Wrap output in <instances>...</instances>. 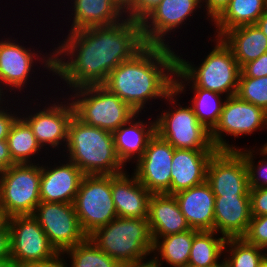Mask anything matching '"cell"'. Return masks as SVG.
Here are the masks:
<instances>
[{"label":"cell","mask_w":267,"mask_h":267,"mask_svg":"<svg viewBox=\"0 0 267 267\" xmlns=\"http://www.w3.org/2000/svg\"><path fill=\"white\" fill-rule=\"evenodd\" d=\"M125 267H164L156 263L151 257L149 260L140 262V263H135L131 265H127Z\"/></svg>","instance_id":"47"},{"label":"cell","mask_w":267,"mask_h":267,"mask_svg":"<svg viewBox=\"0 0 267 267\" xmlns=\"http://www.w3.org/2000/svg\"><path fill=\"white\" fill-rule=\"evenodd\" d=\"M242 238L247 243L267 251V215L252 216L247 232Z\"/></svg>","instance_id":"36"},{"label":"cell","mask_w":267,"mask_h":267,"mask_svg":"<svg viewBox=\"0 0 267 267\" xmlns=\"http://www.w3.org/2000/svg\"><path fill=\"white\" fill-rule=\"evenodd\" d=\"M133 0H117V2L125 9Z\"/></svg>","instance_id":"49"},{"label":"cell","mask_w":267,"mask_h":267,"mask_svg":"<svg viewBox=\"0 0 267 267\" xmlns=\"http://www.w3.org/2000/svg\"><path fill=\"white\" fill-rule=\"evenodd\" d=\"M124 171L111 175V190L118 217L147 218L151 193L136 176ZM131 176V177H130Z\"/></svg>","instance_id":"20"},{"label":"cell","mask_w":267,"mask_h":267,"mask_svg":"<svg viewBox=\"0 0 267 267\" xmlns=\"http://www.w3.org/2000/svg\"><path fill=\"white\" fill-rule=\"evenodd\" d=\"M251 216L267 215V188H250Z\"/></svg>","instance_id":"40"},{"label":"cell","mask_w":267,"mask_h":267,"mask_svg":"<svg viewBox=\"0 0 267 267\" xmlns=\"http://www.w3.org/2000/svg\"><path fill=\"white\" fill-rule=\"evenodd\" d=\"M11 38L12 36L10 38L4 36L0 40V93L4 97L6 94V97L10 98L9 96L12 95L13 91V94H15L13 98H15L16 91L25 93L23 89H26L27 84H30L29 79H32L31 75L33 72L35 73L33 68L38 61L39 63L42 62L40 64H42V67L44 65L43 69H47L46 72L54 73V52L51 53L50 51V54L46 52L42 54L38 50L36 52L34 47L33 50L30 47L26 48L16 38L14 40Z\"/></svg>","instance_id":"8"},{"label":"cell","mask_w":267,"mask_h":267,"mask_svg":"<svg viewBox=\"0 0 267 267\" xmlns=\"http://www.w3.org/2000/svg\"><path fill=\"white\" fill-rule=\"evenodd\" d=\"M230 3V0H201L202 10L205 8L206 20L212 22ZM205 5V6H204Z\"/></svg>","instance_id":"41"},{"label":"cell","mask_w":267,"mask_h":267,"mask_svg":"<svg viewBox=\"0 0 267 267\" xmlns=\"http://www.w3.org/2000/svg\"><path fill=\"white\" fill-rule=\"evenodd\" d=\"M9 218L6 210L0 205V230H9Z\"/></svg>","instance_id":"45"},{"label":"cell","mask_w":267,"mask_h":267,"mask_svg":"<svg viewBox=\"0 0 267 267\" xmlns=\"http://www.w3.org/2000/svg\"><path fill=\"white\" fill-rule=\"evenodd\" d=\"M239 77L260 78L267 76V52L256 60L244 64L241 68Z\"/></svg>","instance_id":"39"},{"label":"cell","mask_w":267,"mask_h":267,"mask_svg":"<svg viewBox=\"0 0 267 267\" xmlns=\"http://www.w3.org/2000/svg\"><path fill=\"white\" fill-rule=\"evenodd\" d=\"M3 97V98H2ZM6 99V97H4L1 93H0V104H2V102Z\"/></svg>","instance_id":"52"},{"label":"cell","mask_w":267,"mask_h":267,"mask_svg":"<svg viewBox=\"0 0 267 267\" xmlns=\"http://www.w3.org/2000/svg\"><path fill=\"white\" fill-rule=\"evenodd\" d=\"M217 235L214 230H200L194 234L187 266L209 267L221 261L226 238Z\"/></svg>","instance_id":"30"},{"label":"cell","mask_w":267,"mask_h":267,"mask_svg":"<svg viewBox=\"0 0 267 267\" xmlns=\"http://www.w3.org/2000/svg\"><path fill=\"white\" fill-rule=\"evenodd\" d=\"M41 163L14 164L0 174V205L9 217L32 215L40 200Z\"/></svg>","instance_id":"9"},{"label":"cell","mask_w":267,"mask_h":267,"mask_svg":"<svg viewBox=\"0 0 267 267\" xmlns=\"http://www.w3.org/2000/svg\"><path fill=\"white\" fill-rule=\"evenodd\" d=\"M10 258L16 267L47 262L59 255L33 215L9 218Z\"/></svg>","instance_id":"12"},{"label":"cell","mask_w":267,"mask_h":267,"mask_svg":"<svg viewBox=\"0 0 267 267\" xmlns=\"http://www.w3.org/2000/svg\"><path fill=\"white\" fill-rule=\"evenodd\" d=\"M197 231L191 228L181 233L152 237L153 256L151 258L161 266L165 261L170 267H186L190 257L193 237Z\"/></svg>","instance_id":"27"},{"label":"cell","mask_w":267,"mask_h":267,"mask_svg":"<svg viewBox=\"0 0 267 267\" xmlns=\"http://www.w3.org/2000/svg\"><path fill=\"white\" fill-rule=\"evenodd\" d=\"M24 267H68L66 265V260L62 256V254H59L54 259L47 261V262H41V263H33L26 265Z\"/></svg>","instance_id":"44"},{"label":"cell","mask_w":267,"mask_h":267,"mask_svg":"<svg viewBox=\"0 0 267 267\" xmlns=\"http://www.w3.org/2000/svg\"><path fill=\"white\" fill-rule=\"evenodd\" d=\"M262 147H264L267 150V142L263 144Z\"/></svg>","instance_id":"53"},{"label":"cell","mask_w":267,"mask_h":267,"mask_svg":"<svg viewBox=\"0 0 267 267\" xmlns=\"http://www.w3.org/2000/svg\"><path fill=\"white\" fill-rule=\"evenodd\" d=\"M236 95L267 112V76L239 77Z\"/></svg>","instance_id":"35"},{"label":"cell","mask_w":267,"mask_h":267,"mask_svg":"<svg viewBox=\"0 0 267 267\" xmlns=\"http://www.w3.org/2000/svg\"><path fill=\"white\" fill-rule=\"evenodd\" d=\"M266 8V0H230V3L212 21V26L215 24L214 28H216L214 38H220L232 28L255 24Z\"/></svg>","instance_id":"28"},{"label":"cell","mask_w":267,"mask_h":267,"mask_svg":"<svg viewBox=\"0 0 267 267\" xmlns=\"http://www.w3.org/2000/svg\"><path fill=\"white\" fill-rule=\"evenodd\" d=\"M259 29L263 32V34L267 37V8L265 12L259 17L257 22L255 23Z\"/></svg>","instance_id":"46"},{"label":"cell","mask_w":267,"mask_h":267,"mask_svg":"<svg viewBox=\"0 0 267 267\" xmlns=\"http://www.w3.org/2000/svg\"><path fill=\"white\" fill-rule=\"evenodd\" d=\"M145 45L141 22L128 17L113 25L69 32L51 50L54 52L53 75L67 84L69 91L103 85L112 70Z\"/></svg>","instance_id":"1"},{"label":"cell","mask_w":267,"mask_h":267,"mask_svg":"<svg viewBox=\"0 0 267 267\" xmlns=\"http://www.w3.org/2000/svg\"><path fill=\"white\" fill-rule=\"evenodd\" d=\"M186 267H189V266H186ZM209 267H227V264L225 262V260H221V262L219 261L217 264H214L212 266H209Z\"/></svg>","instance_id":"50"},{"label":"cell","mask_w":267,"mask_h":267,"mask_svg":"<svg viewBox=\"0 0 267 267\" xmlns=\"http://www.w3.org/2000/svg\"><path fill=\"white\" fill-rule=\"evenodd\" d=\"M136 113L125 124L113 132L114 145L118 158L126 167V163H136L144 154L149 140L156 133V122L141 120Z\"/></svg>","instance_id":"22"},{"label":"cell","mask_w":267,"mask_h":267,"mask_svg":"<svg viewBox=\"0 0 267 267\" xmlns=\"http://www.w3.org/2000/svg\"><path fill=\"white\" fill-rule=\"evenodd\" d=\"M16 164L10 155L7 140H0V174Z\"/></svg>","instance_id":"42"},{"label":"cell","mask_w":267,"mask_h":267,"mask_svg":"<svg viewBox=\"0 0 267 267\" xmlns=\"http://www.w3.org/2000/svg\"><path fill=\"white\" fill-rule=\"evenodd\" d=\"M73 7L68 11L71 27L68 32L78 30L113 25L126 17L125 10L117 0H70ZM72 18V19H71Z\"/></svg>","instance_id":"24"},{"label":"cell","mask_w":267,"mask_h":267,"mask_svg":"<svg viewBox=\"0 0 267 267\" xmlns=\"http://www.w3.org/2000/svg\"><path fill=\"white\" fill-rule=\"evenodd\" d=\"M73 204L87 236L118 217L112 198L111 175H84Z\"/></svg>","instance_id":"10"},{"label":"cell","mask_w":267,"mask_h":267,"mask_svg":"<svg viewBox=\"0 0 267 267\" xmlns=\"http://www.w3.org/2000/svg\"><path fill=\"white\" fill-rule=\"evenodd\" d=\"M190 228L214 230L215 195L207 182L174 194Z\"/></svg>","instance_id":"23"},{"label":"cell","mask_w":267,"mask_h":267,"mask_svg":"<svg viewBox=\"0 0 267 267\" xmlns=\"http://www.w3.org/2000/svg\"><path fill=\"white\" fill-rule=\"evenodd\" d=\"M224 252L227 267H258L267 255L265 249L249 244L243 238H227Z\"/></svg>","instance_id":"33"},{"label":"cell","mask_w":267,"mask_h":267,"mask_svg":"<svg viewBox=\"0 0 267 267\" xmlns=\"http://www.w3.org/2000/svg\"><path fill=\"white\" fill-rule=\"evenodd\" d=\"M264 128H267V112L233 95L226 98L220 119L210 132V138L217 150H238L240 147L228 144L226 136L237 138L251 135L257 130H265Z\"/></svg>","instance_id":"11"},{"label":"cell","mask_w":267,"mask_h":267,"mask_svg":"<svg viewBox=\"0 0 267 267\" xmlns=\"http://www.w3.org/2000/svg\"><path fill=\"white\" fill-rule=\"evenodd\" d=\"M60 154L85 175H117L126 171L117 156L113 133L87 125L75 115L69 122L67 143Z\"/></svg>","instance_id":"4"},{"label":"cell","mask_w":267,"mask_h":267,"mask_svg":"<svg viewBox=\"0 0 267 267\" xmlns=\"http://www.w3.org/2000/svg\"><path fill=\"white\" fill-rule=\"evenodd\" d=\"M217 150L174 149L170 195L206 182L207 167Z\"/></svg>","instance_id":"19"},{"label":"cell","mask_w":267,"mask_h":267,"mask_svg":"<svg viewBox=\"0 0 267 267\" xmlns=\"http://www.w3.org/2000/svg\"><path fill=\"white\" fill-rule=\"evenodd\" d=\"M220 38L231 49L240 68L267 52V37L256 24L232 28Z\"/></svg>","instance_id":"26"},{"label":"cell","mask_w":267,"mask_h":267,"mask_svg":"<svg viewBox=\"0 0 267 267\" xmlns=\"http://www.w3.org/2000/svg\"><path fill=\"white\" fill-rule=\"evenodd\" d=\"M258 267H267V255L263 258V260L259 263Z\"/></svg>","instance_id":"51"},{"label":"cell","mask_w":267,"mask_h":267,"mask_svg":"<svg viewBox=\"0 0 267 267\" xmlns=\"http://www.w3.org/2000/svg\"><path fill=\"white\" fill-rule=\"evenodd\" d=\"M179 95L174 88L165 97L166 105L173 106L169 105V109L165 108L160 115L157 114L156 133L173 148L217 150L211 142L210 131L198 121L192 106L189 104V106L182 107L180 102H177Z\"/></svg>","instance_id":"7"},{"label":"cell","mask_w":267,"mask_h":267,"mask_svg":"<svg viewBox=\"0 0 267 267\" xmlns=\"http://www.w3.org/2000/svg\"><path fill=\"white\" fill-rule=\"evenodd\" d=\"M62 97L60 100L63 101L59 102L58 98H54L58 102L56 101L55 103V100H53L51 102L54 103L45 104L46 106H43V109L31 108L30 111L28 106H24L27 107V113L26 111L20 112V114L22 113L20 116L31 127L37 142L43 149L46 148L45 151L48 150V152L49 147L60 151L61 148L64 149L67 143L68 126L74 115V108L70 99Z\"/></svg>","instance_id":"13"},{"label":"cell","mask_w":267,"mask_h":267,"mask_svg":"<svg viewBox=\"0 0 267 267\" xmlns=\"http://www.w3.org/2000/svg\"><path fill=\"white\" fill-rule=\"evenodd\" d=\"M201 6V0H162L141 21L145 44L172 47L169 45L172 43L168 40L171 36L168 35H171V32L174 34L179 27L183 28L187 20L193 18L199 9L201 10Z\"/></svg>","instance_id":"15"},{"label":"cell","mask_w":267,"mask_h":267,"mask_svg":"<svg viewBox=\"0 0 267 267\" xmlns=\"http://www.w3.org/2000/svg\"><path fill=\"white\" fill-rule=\"evenodd\" d=\"M11 102L9 99H5L2 102V105L0 104V140H6L7 136L10 132V129L15 122V120L20 116V109L16 111H12L9 106V103ZM4 104V105H3ZM7 104V106H6ZM18 113V114H17Z\"/></svg>","instance_id":"38"},{"label":"cell","mask_w":267,"mask_h":267,"mask_svg":"<svg viewBox=\"0 0 267 267\" xmlns=\"http://www.w3.org/2000/svg\"><path fill=\"white\" fill-rule=\"evenodd\" d=\"M189 90H192V94L195 93L191 98L192 101H190L194 114L198 121L211 132L220 119L226 100L225 96L203 88H189Z\"/></svg>","instance_id":"31"},{"label":"cell","mask_w":267,"mask_h":267,"mask_svg":"<svg viewBox=\"0 0 267 267\" xmlns=\"http://www.w3.org/2000/svg\"><path fill=\"white\" fill-rule=\"evenodd\" d=\"M6 140L11 158L16 164L35 163L36 155L38 160H42L39 159V153L45 149L37 142L31 127L21 116L13 123Z\"/></svg>","instance_id":"29"},{"label":"cell","mask_w":267,"mask_h":267,"mask_svg":"<svg viewBox=\"0 0 267 267\" xmlns=\"http://www.w3.org/2000/svg\"><path fill=\"white\" fill-rule=\"evenodd\" d=\"M87 237L123 267L152 256L153 239L147 218L116 217Z\"/></svg>","instance_id":"5"},{"label":"cell","mask_w":267,"mask_h":267,"mask_svg":"<svg viewBox=\"0 0 267 267\" xmlns=\"http://www.w3.org/2000/svg\"><path fill=\"white\" fill-rule=\"evenodd\" d=\"M66 254V255H65ZM69 258L70 267H123L112 257L99 249L88 237L81 243L62 253ZM68 266V267H69Z\"/></svg>","instance_id":"32"},{"label":"cell","mask_w":267,"mask_h":267,"mask_svg":"<svg viewBox=\"0 0 267 267\" xmlns=\"http://www.w3.org/2000/svg\"><path fill=\"white\" fill-rule=\"evenodd\" d=\"M212 41L216 45L198 66L176 53L174 88L180 95L187 91V86L210 90L225 98L236 95L241 72L238 62L221 38Z\"/></svg>","instance_id":"3"},{"label":"cell","mask_w":267,"mask_h":267,"mask_svg":"<svg viewBox=\"0 0 267 267\" xmlns=\"http://www.w3.org/2000/svg\"><path fill=\"white\" fill-rule=\"evenodd\" d=\"M175 71L176 52L173 48L146 44L131 59L112 70L103 86L135 113L142 114L146 105H152L149 102L158 98L163 101L174 89Z\"/></svg>","instance_id":"2"},{"label":"cell","mask_w":267,"mask_h":267,"mask_svg":"<svg viewBox=\"0 0 267 267\" xmlns=\"http://www.w3.org/2000/svg\"><path fill=\"white\" fill-rule=\"evenodd\" d=\"M174 149L155 133L149 140L143 156L136 162L132 173L151 194L170 195Z\"/></svg>","instance_id":"17"},{"label":"cell","mask_w":267,"mask_h":267,"mask_svg":"<svg viewBox=\"0 0 267 267\" xmlns=\"http://www.w3.org/2000/svg\"><path fill=\"white\" fill-rule=\"evenodd\" d=\"M244 149L240 148L237 151L243 156L247 166L249 188H267V150L262 146L258 148L259 150H250L247 147ZM254 153L257 155L260 153L259 155L263 157L256 162Z\"/></svg>","instance_id":"34"},{"label":"cell","mask_w":267,"mask_h":267,"mask_svg":"<svg viewBox=\"0 0 267 267\" xmlns=\"http://www.w3.org/2000/svg\"><path fill=\"white\" fill-rule=\"evenodd\" d=\"M162 0H133L124 10L126 17L141 22Z\"/></svg>","instance_id":"37"},{"label":"cell","mask_w":267,"mask_h":267,"mask_svg":"<svg viewBox=\"0 0 267 267\" xmlns=\"http://www.w3.org/2000/svg\"><path fill=\"white\" fill-rule=\"evenodd\" d=\"M71 94L67 96L78 119L112 133L136 114L103 85L79 87L71 90Z\"/></svg>","instance_id":"6"},{"label":"cell","mask_w":267,"mask_h":267,"mask_svg":"<svg viewBox=\"0 0 267 267\" xmlns=\"http://www.w3.org/2000/svg\"><path fill=\"white\" fill-rule=\"evenodd\" d=\"M147 221L152 237H163L190 230L174 195L151 194Z\"/></svg>","instance_id":"25"},{"label":"cell","mask_w":267,"mask_h":267,"mask_svg":"<svg viewBox=\"0 0 267 267\" xmlns=\"http://www.w3.org/2000/svg\"><path fill=\"white\" fill-rule=\"evenodd\" d=\"M250 196H215L214 231L227 238H242L251 220Z\"/></svg>","instance_id":"21"},{"label":"cell","mask_w":267,"mask_h":267,"mask_svg":"<svg viewBox=\"0 0 267 267\" xmlns=\"http://www.w3.org/2000/svg\"><path fill=\"white\" fill-rule=\"evenodd\" d=\"M64 161H59V164L53 161L54 165L49 161V166L42 160L39 186L42 202L74 203L85 174L67 158L64 157Z\"/></svg>","instance_id":"18"},{"label":"cell","mask_w":267,"mask_h":267,"mask_svg":"<svg viewBox=\"0 0 267 267\" xmlns=\"http://www.w3.org/2000/svg\"><path fill=\"white\" fill-rule=\"evenodd\" d=\"M10 258V231L0 230V260Z\"/></svg>","instance_id":"43"},{"label":"cell","mask_w":267,"mask_h":267,"mask_svg":"<svg viewBox=\"0 0 267 267\" xmlns=\"http://www.w3.org/2000/svg\"><path fill=\"white\" fill-rule=\"evenodd\" d=\"M0 267H16L11 258H4L0 260Z\"/></svg>","instance_id":"48"},{"label":"cell","mask_w":267,"mask_h":267,"mask_svg":"<svg viewBox=\"0 0 267 267\" xmlns=\"http://www.w3.org/2000/svg\"><path fill=\"white\" fill-rule=\"evenodd\" d=\"M32 215L59 254L87 238L81 229L73 203L41 201Z\"/></svg>","instance_id":"14"},{"label":"cell","mask_w":267,"mask_h":267,"mask_svg":"<svg viewBox=\"0 0 267 267\" xmlns=\"http://www.w3.org/2000/svg\"><path fill=\"white\" fill-rule=\"evenodd\" d=\"M206 182L215 196H250L247 166L237 150H217L213 154Z\"/></svg>","instance_id":"16"}]
</instances>
